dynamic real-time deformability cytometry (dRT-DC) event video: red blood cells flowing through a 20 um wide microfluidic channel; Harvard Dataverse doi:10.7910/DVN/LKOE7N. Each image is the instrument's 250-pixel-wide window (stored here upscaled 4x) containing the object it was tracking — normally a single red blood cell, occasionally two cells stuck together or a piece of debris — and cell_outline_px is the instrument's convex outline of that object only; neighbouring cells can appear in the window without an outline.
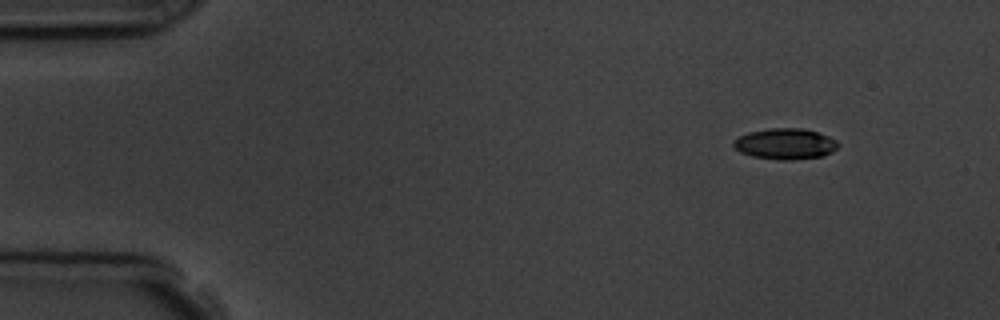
{"species": "common noctule bat (a hibernating species)", "species_latin": "Nyctalus noctula", "temperature_condition": "room temperature", "stored_images_in_passage": 5, "segment_of_instrument_passage": [2, 2], "camera_frame_rate_fps": 3000, "um_per_image_px": 0.085, "animal": {"sex": "male", "body_mass_g": 19.5, "forearm_length_mm": 54.6}, "frame": {"image": 1, "passage_image": 5, "time_ms": 6.333, "image_size_px": [1000, 320], "cell_outline_px": [[840, 144], [832, 152], [824, 156], [792, 160], [780, 160], [752, 156], [740, 152], [732, 144], [732, 140], [748, 132], [768, 128], [804, 128], [828, 136], [836, 140]], "centroid_in_image_um": [66.74, 12.23], "position_along_channel_um": 18.3, "area_um2": 18.96}}